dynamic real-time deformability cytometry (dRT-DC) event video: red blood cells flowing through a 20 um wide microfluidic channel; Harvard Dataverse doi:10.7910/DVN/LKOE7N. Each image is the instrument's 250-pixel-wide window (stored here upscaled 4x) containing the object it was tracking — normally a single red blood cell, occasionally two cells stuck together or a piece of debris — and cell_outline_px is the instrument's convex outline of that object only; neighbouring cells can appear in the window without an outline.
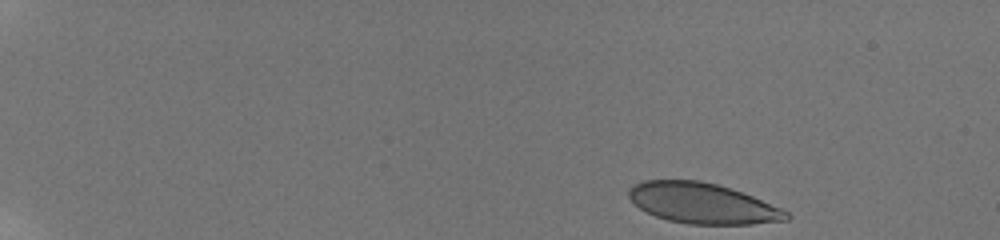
{"species": "human", "species_latin": "Homo sapiens", "temperature_condition": "room temperature", "stored_images_in_passage": 11, "camera_frame_rate_fps": 3000, "um_per_image_px": 0.085, "donor": {"sex": "male"}, "frame": {"image": 1, "passage_image": 1, "time_ms": 0.0, "image_size_px": [1000, 240], "cell_outline_px": [[792, 216], [788, 220], [752, 224], [688, 224], [668, 220], [656, 216], [640, 208], [628, 196], [628, 188], [632, 184], [644, 180], [700, 180], [716, 184], [752, 196], [780, 208], [788, 212]], "centroid_in_image_um": [59.69, 17.28], "position_along_channel_um": 25.3, "area_um2": 36.99}}
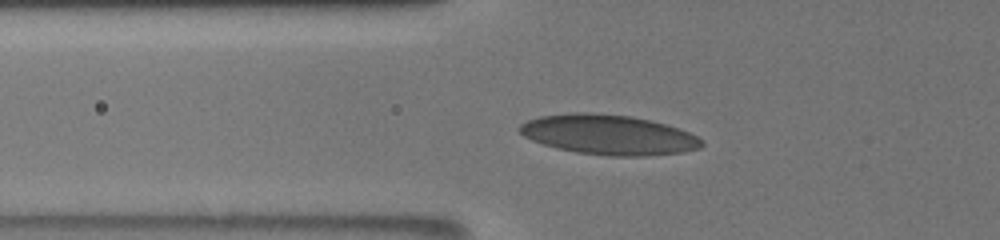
{"frame": {"image": 2, "passage_image": 9, "time_ms": 5.0, "image_size_px": [1000, 240], "cell_outline_px": [[704, 144], [700, 148], [684, 152], [648, 156], [608, 156], [576, 152], [556, 148], [532, 140], [524, 136], [516, 128], [520, 124], [528, 120], [540, 116], [572, 112], [588, 112], [632, 116], [664, 124], [688, 132], [704, 140]], "centroid_in_image_um": [51.72, 11.45], "position_along_channel_um": 74.1, "area_um2": 42.43}}
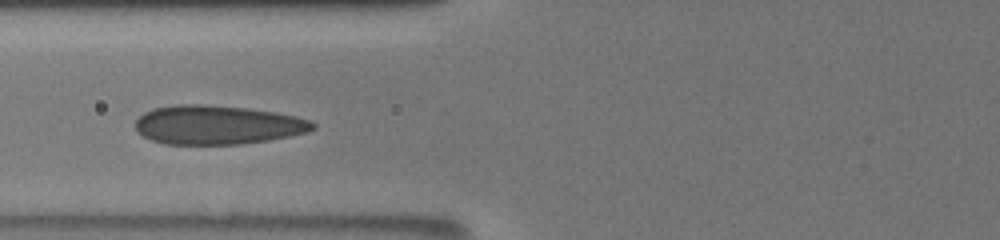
{"frame": {"image": 3, "passage_image": 10, "time_ms": 6.0, "image_size_px": [1000, 240], "cell_outline_px": [[316, 128], [308, 132], [268, 140], [240, 144], [164, 144], [152, 140], [136, 132], [136, 120], [144, 112], [152, 108], [176, 104], [200, 104], [248, 108], [276, 112], [296, 116], [312, 120], [316, 124]], "centroid_in_image_um": [18.49, 10.61], "position_along_channel_um": 107.3, "area_um2": 40.52}}